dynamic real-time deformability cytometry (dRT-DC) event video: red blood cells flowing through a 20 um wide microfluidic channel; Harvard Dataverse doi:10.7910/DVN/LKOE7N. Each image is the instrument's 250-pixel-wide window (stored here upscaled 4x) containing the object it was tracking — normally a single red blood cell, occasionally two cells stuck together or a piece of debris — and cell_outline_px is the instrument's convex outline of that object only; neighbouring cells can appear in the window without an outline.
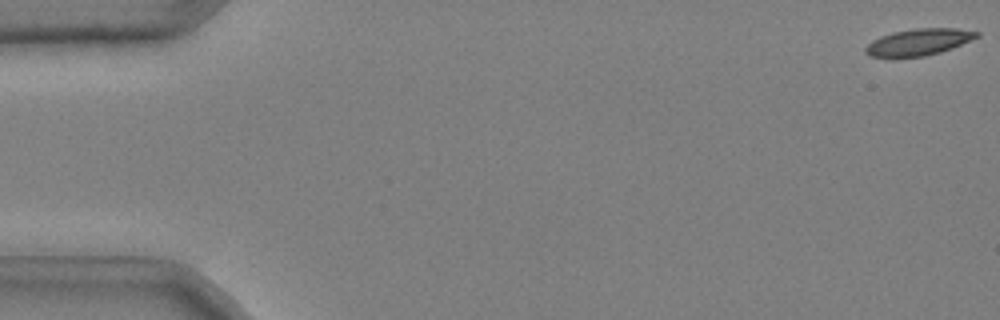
{"species": "common noctule bat (a hibernating species)", "species_latin": "Nyctalus noctula", "temperature_condition": "cold", "stored_images_in_passage": 48, "camera_frame_rate_fps": 3000, "um_per_image_px": 0.085, "animal": {"sex": "male", "body_mass_g": 20.4}, "frame": {"image": 1, "passage_image": 1, "time_ms": 0.0, "image_size_px": [1000, 320], "cell_outline_px": [[980, 36], [952, 48], [940, 52], [924, 56], [892, 60], [868, 56], [864, 52], [864, 48], [872, 40], [880, 36], [892, 32], [916, 28], [956, 28], [980, 32]], "centroid_in_image_um": [78.0, 3.61], "position_along_channel_um": 7.0, "area_um2": 17.92}}
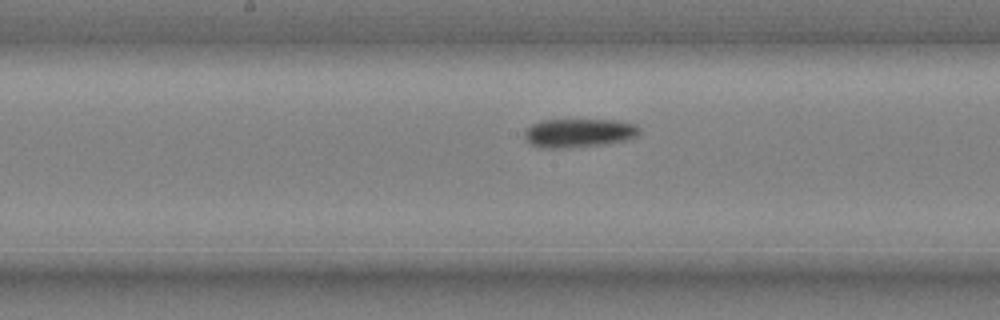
{"frame": {"image": 2, "passage_image": 28, "time_ms": 9.0, "image_size_px": [1000, 320], "cell_outline_px": [[640, 136], [624, 140], [604, 144], [568, 148], [540, 148], [528, 144], [524, 140], [524, 132], [532, 124], [540, 120], [616, 120], [636, 124], [640, 128]], "centroid_in_image_um": [49.18, 11.31], "position_along_channel_um": 199.0, "area_um2": 19.54}}
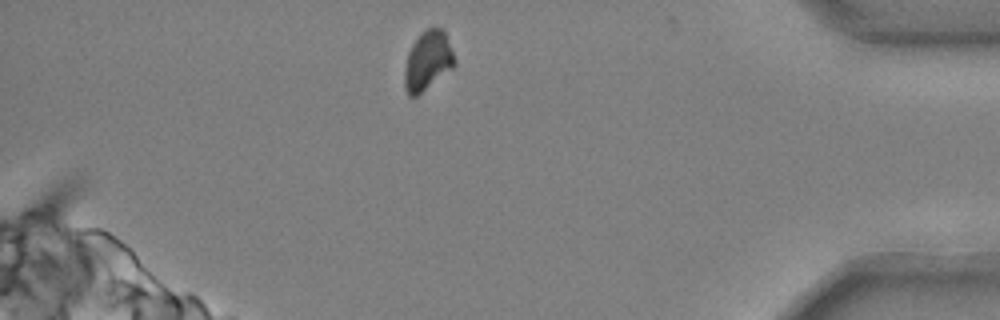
{"frame": {"image": 3, "passage_image": 47, "time_ms": 15.333, "image_size_px": [1000, 320], "cell_outline_px": [[456, 64], [452, 68], [416, 96], [408, 96], [404, 84], [404, 68], [408, 52], [412, 44], [428, 28], [444, 28], [456, 60]], "centroid_in_image_um": [36.36, 5.16], "position_along_channel_um": 398.8, "area_um2": 17.05}, "authors_computed_cell_mechanics": {"area_um2": 18.4093, "velocity_mm_per_s": 3.7035, "shape_relaxation_time_tau1_ms": 6.6143, "shape_relaxation_time_tau2_ms": null, "deformation_change_tau1": 0.1282, "deformation_change_tau2": null}}